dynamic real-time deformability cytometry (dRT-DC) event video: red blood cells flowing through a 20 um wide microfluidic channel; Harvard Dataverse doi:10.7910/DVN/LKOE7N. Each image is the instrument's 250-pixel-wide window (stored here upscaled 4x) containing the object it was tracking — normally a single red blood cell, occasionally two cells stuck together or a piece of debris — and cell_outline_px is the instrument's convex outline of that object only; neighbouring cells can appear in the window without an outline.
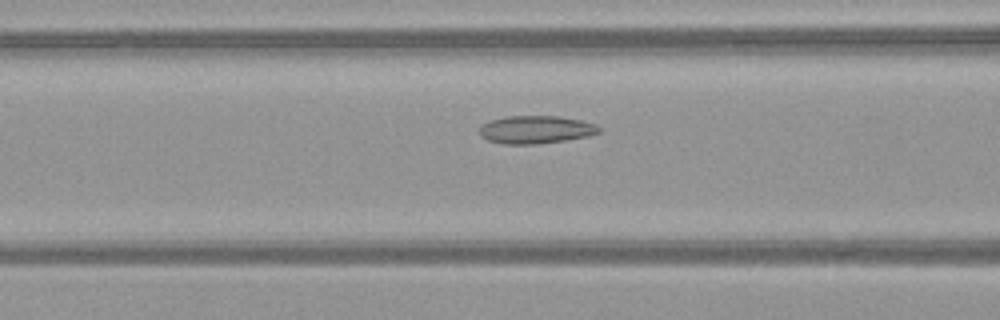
{"species": "common noctule bat (a hibernating species)", "species_latin": "Nyctalus noctula", "temperature_condition": "warm", "stored_images_in_passage": 49, "camera_frame_rate_fps": 3000, "um_per_image_px": 0.085, "animal": {"sex": "female", "body_mass_g": 21.9}, "frame": {"image": 1, "passage_image": 19, "time_ms": 6.0, "image_size_px": [1000, 320], "cell_outline_px": [[600, 132], [588, 136], [564, 140], [536, 144], [504, 144], [488, 140], [480, 136], [480, 128], [488, 120], [504, 116], [560, 116], [580, 120], [596, 124], [600, 128]], "centroid_in_image_um": [45.53, 11.01], "position_along_channel_um": 121.1, "area_um2": 19.42}}
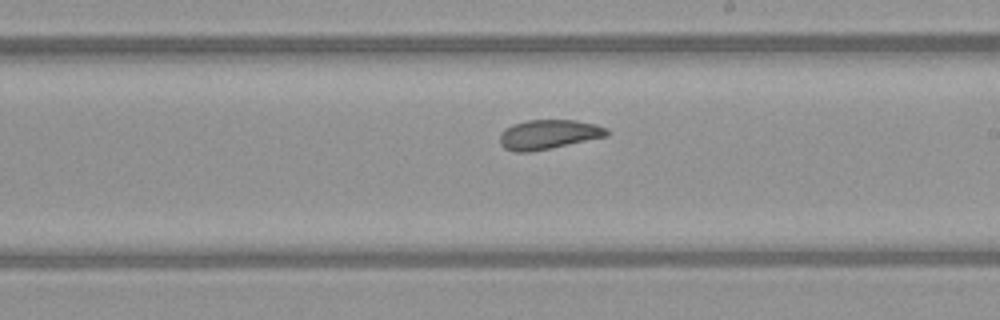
{"frame": {"image": 2, "passage_image": 28, "time_ms": 9.0, "image_size_px": [1000, 320], "cell_outline_px": [[608, 136], [552, 148], [532, 152], [516, 152], [504, 148], [500, 144], [500, 136], [504, 128], [512, 124], [528, 120], [576, 120], [596, 124], [608, 128]], "centroid_in_image_um": [46.63, 11.43], "position_along_channel_um": 242.4, "area_um2": 18.55}}
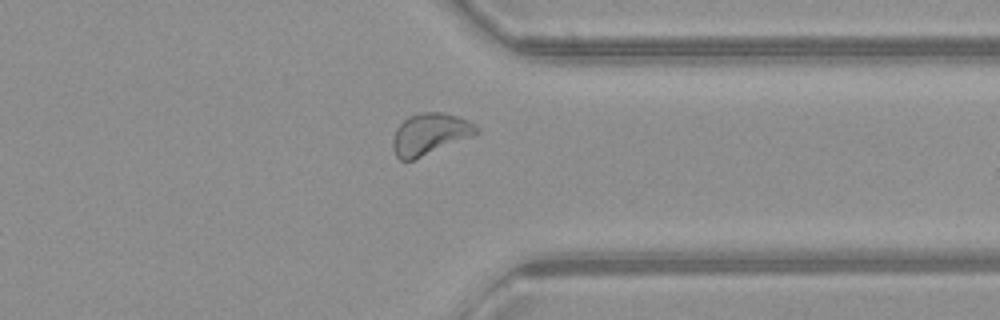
{"frame": {"image": 3, "passage_image": 38, "time_ms": 12.333, "image_size_px": [1000, 320], "cell_outline_px": [[480, 132], [412, 160], [400, 160], [396, 156], [392, 144], [392, 140], [396, 128], [408, 116], [420, 112], [440, 112], [456, 116], [468, 120]], "centroid_in_image_um": [36.48, 11.37], "position_along_channel_um": 374.9, "area_um2": 19.65}, "authors_computed_cell_mechanics": {"area_um2": 20.4034, "velocity_mm_per_s": 4.0396, "shape_relaxation_time_tau1_ms": 7.781, "shape_relaxation_time_tau2_ms": 2.0642, "deformation_change_tau1": 0.1404, "deformation_change_tau2": 0.0767}}